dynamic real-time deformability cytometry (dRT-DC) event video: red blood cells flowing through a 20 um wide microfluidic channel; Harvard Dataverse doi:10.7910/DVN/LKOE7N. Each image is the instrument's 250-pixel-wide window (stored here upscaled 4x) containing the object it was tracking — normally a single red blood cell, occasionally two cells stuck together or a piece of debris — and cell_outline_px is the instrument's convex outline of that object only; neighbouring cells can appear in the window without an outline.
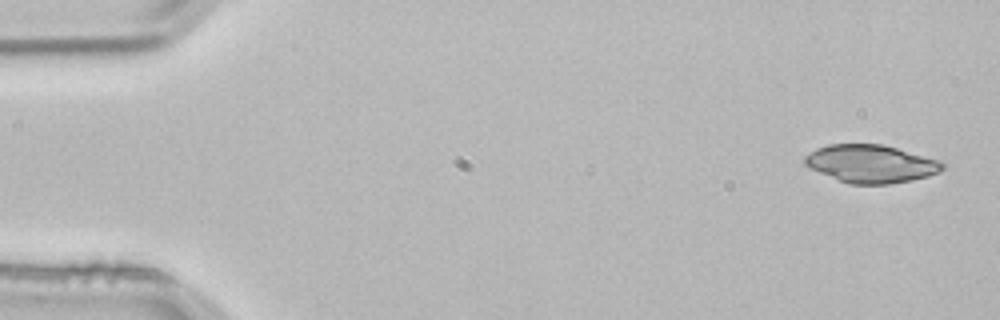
{"species": "common noctule bat (a hibernating species)", "species_latin": "Nyctalus noctula", "temperature_condition": "room temperature", "stored_images_in_passage": 4, "camera_frame_rate_fps": 3000, "um_per_image_px": 0.085, "animal": {"sex": "male", "body_mass_g": 21.5, "forearm_length_mm": 52.0}, "frame": {"image": 1, "passage_image": 1, "time_ms": 0.0, "image_size_px": [1000, 320], "cell_outline_px": [[944, 168], [940, 172], [928, 176], [912, 180], [888, 184], [848, 184], [808, 168], [804, 164], [804, 156], [816, 148], [828, 144], [884, 144], [940, 160], [944, 164]], "centroid_in_image_um": [74.01, 13.92], "position_along_channel_um": 11.0, "area_um2": 30.69}}
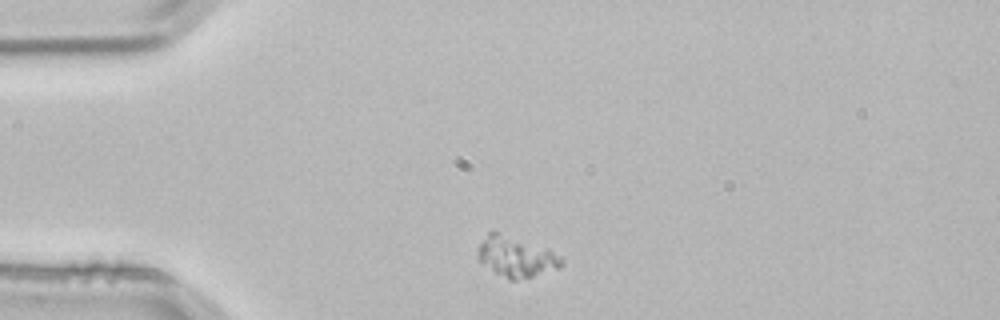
{"frame": {"image": 2, "passage_image": 4, "time_ms": 1.0, "image_size_px": [1000, 320], "cell_outline_px": [[564, 264], [560, 268], [532, 276], [516, 280], [508, 280], [496, 272], [480, 260], [476, 256], [476, 252], [480, 244], [488, 232], [500, 232], [548, 248], [560, 256], [564, 260]], "centroid_in_image_um": [43.9, 21.81], "position_along_channel_um": 41.1, "area_um2": 19.59}}